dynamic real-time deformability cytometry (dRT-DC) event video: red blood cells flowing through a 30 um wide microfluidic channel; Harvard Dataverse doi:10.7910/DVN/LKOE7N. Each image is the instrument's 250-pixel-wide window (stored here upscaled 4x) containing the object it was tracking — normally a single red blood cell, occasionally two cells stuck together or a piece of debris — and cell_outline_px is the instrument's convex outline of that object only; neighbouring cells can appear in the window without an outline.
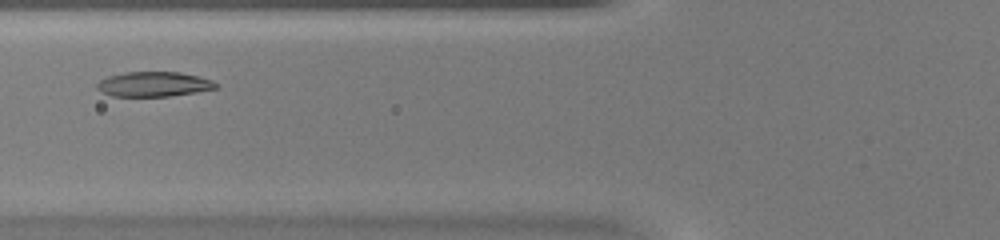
{"species": "common noctule bat (a hibernating species)", "species_latin": "Nyctalus noctula", "temperature_condition": "warm", "stored_images_in_passage": 30, "camera_frame_rate_fps": 3000, "um_per_image_px": 0.085, "animal": {"sex": "female", "body_mass_g": 20.0, "forearm_length_mm": 54.0}, "frame": {"image": 1, "passage_image": 7, "time_ms": 2.0, "image_size_px": [1000, 240], "cell_outline_px": [[220, 84], [216, 88], [196, 92], [168, 96], [112, 96], [100, 92], [96, 88], [96, 84], [100, 80], [108, 76], [124, 72], [180, 72], [212, 80]], "centroid_in_image_um": [13.04, 7.15], "position_along_channel_um": 112.8, "area_um2": 17.22}}
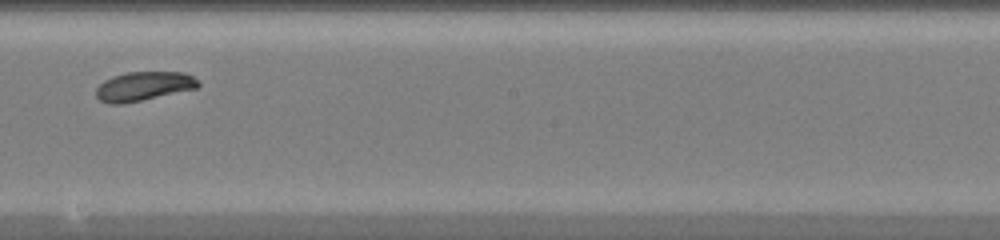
{"frame": {"image": 2, "passage_image": 16, "time_ms": 5.0, "image_size_px": [1000, 240], "cell_outline_px": [[200, 84], [196, 88], [140, 100], [120, 104], [108, 104], [100, 100], [96, 96], [96, 88], [104, 80], [112, 76], [128, 72], [184, 72], [192, 76]], "centroid_in_image_um": [12.16, 7.32], "position_along_channel_um": 236.0, "area_um2": 17.05}}
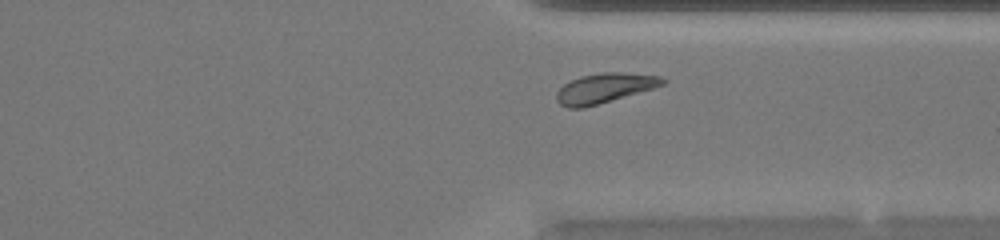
{"frame": {"image": 3, "passage_image": 25, "time_ms": 8.0, "image_size_px": [1000, 240], "cell_outline_px": [[668, 80], [664, 84], [656, 88], [584, 108], [568, 108], [560, 104], [556, 100], [556, 92], [564, 84], [580, 76], [604, 72], [624, 72], [660, 76]], "centroid_in_image_um": [51.41, 7.49], "position_along_channel_um": 360.0, "area_um2": 18.55}, "authors_computed_cell_mechanics": {"area_um2": 17.5134, "velocity_mm_per_s": 4.1207, "shape_relaxation_time_tau1_ms": 2.9577, "shape_relaxation_time_tau2_ms": null, "deformation_change_tau1": 0.1115, "deformation_change_tau2": null}}